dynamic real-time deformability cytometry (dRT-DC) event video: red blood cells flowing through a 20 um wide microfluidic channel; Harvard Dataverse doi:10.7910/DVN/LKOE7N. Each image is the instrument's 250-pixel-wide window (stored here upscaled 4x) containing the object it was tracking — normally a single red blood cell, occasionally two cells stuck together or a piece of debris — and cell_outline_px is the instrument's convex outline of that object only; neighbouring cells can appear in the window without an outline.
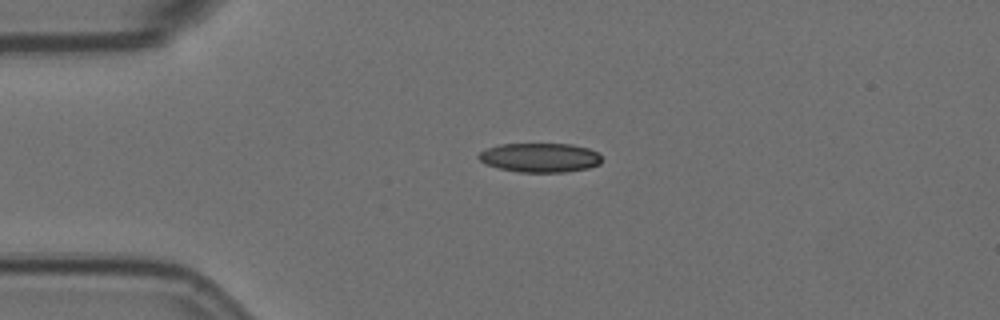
{"species": "Egyptian fruit bat (a non-hibernating species)", "species_latin": "Rousettus aegyptiacus", "temperature_condition": "room temperature", "stored_images_in_passage": 44, "camera_frame_rate_fps": 3000, "um_per_image_px": 0.085, "animal": {"sex": "female"}, "frame": {"image": 1, "passage_image": 1, "time_ms": 0.0, "image_size_px": [1000, 320], "cell_outline_px": [[600, 164], [588, 168], [564, 172], [520, 172], [500, 168], [484, 164], [476, 156], [480, 152], [488, 148], [500, 144], [572, 144], [588, 148], [596, 152], [600, 156]], "centroid_in_image_um": [45.88, 13.39], "position_along_channel_um": 39.1, "area_um2": 20.87}}
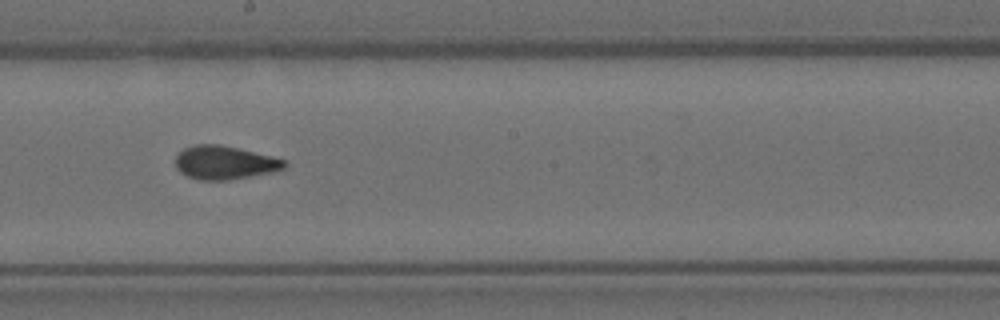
{"frame": {"image": 2, "passage_image": 19, "time_ms": 6.0, "image_size_px": [1000, 320], "cell_outline_px": [[288, 164], [284, 168], [272, 172], [228, 180], [200, 180], [188, 176], [180, 172], [176, 168], [176, 156], [184, 148], [196, 144], [220, 144], [272, 156], [284, 160]], "centroid_in_image_um": [19.08, 13.82], "position_along_channel_um": 229.1, "area_um2": 21.15}}
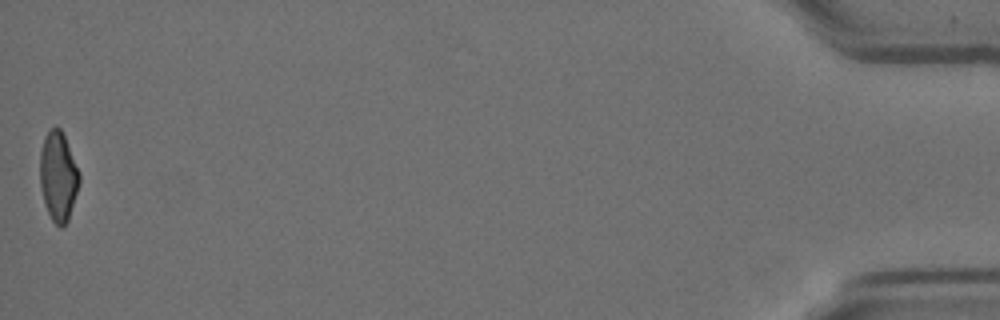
{"frame": {"image": 3, "passage_image": 44, "time_ms": 14.333, "image_size_px": [1000, 320], "cell_outline_px": [[80, 180], [68, 220], [60, 228], [52, 220], [44, 204], [40, 184], [40, 152], [44, 136], [56, 124], [60, 128], [64, 136], [80, 172]], "centroid_in_image_um": [4.94, 14.97], "position_along_channel_um": 430.3, "area_um2": 20.4}, "authors_computed_cell_mechanics": {"area_um2": 21.2993, "velocity_mm_per_s": 3.6121, "shape_relaxation_time_tau1_ms": 7.8413, "shape_relaxation_time_tau2_ms": 1.2048, "deformation_change_tau1": 0.1957, "deformation_change_tau2": 0.0634}}